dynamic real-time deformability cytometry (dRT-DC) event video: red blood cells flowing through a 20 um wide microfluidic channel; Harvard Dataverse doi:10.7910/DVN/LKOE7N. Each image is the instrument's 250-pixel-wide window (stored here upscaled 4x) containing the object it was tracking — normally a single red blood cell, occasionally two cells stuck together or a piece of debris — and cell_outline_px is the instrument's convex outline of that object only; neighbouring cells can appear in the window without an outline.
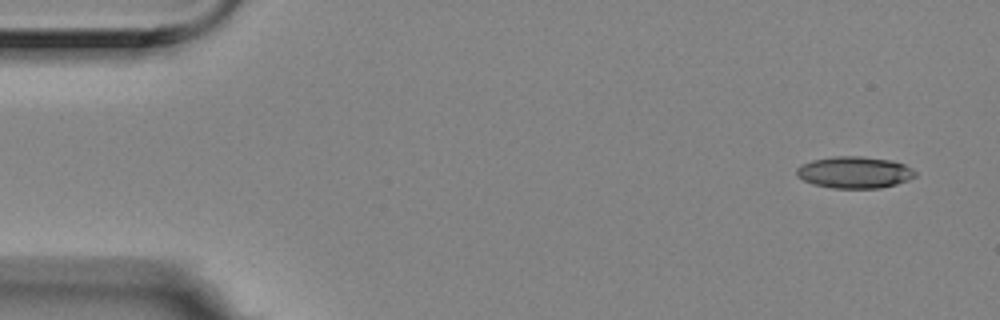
{"species": "Egyptian fruit bat (a non-hibernating species)", "species_latin": "Rousettus aegyptiacus", "temperature_condition": "room temperature", "stored_images_in_passage": 5, "segment_of_instrument_passage": [1, 2], "camera_frame_rate_fps": 3000, "um_per_image_px": 0.085, "animal": {"sex": "female"}, "frame": {"image": 1, "passage_image": 1, "time_ms": 0.0, "image_size_px": [1000, 320], "cell_outline_px": [[916, 176], [908, 180], [896, 184], [880, 188], [832, 188], [812, 184], [796, 176], [796, 168], [800, 164], [812, 160], [832, 156], [860, 156], [892, 160], [904, 164], [912, 168], [916, 172]], "centroid_in_image_um": [72.61, 14.64], "position_along_channel_um": 12.4, "area_um2": 22.14}}